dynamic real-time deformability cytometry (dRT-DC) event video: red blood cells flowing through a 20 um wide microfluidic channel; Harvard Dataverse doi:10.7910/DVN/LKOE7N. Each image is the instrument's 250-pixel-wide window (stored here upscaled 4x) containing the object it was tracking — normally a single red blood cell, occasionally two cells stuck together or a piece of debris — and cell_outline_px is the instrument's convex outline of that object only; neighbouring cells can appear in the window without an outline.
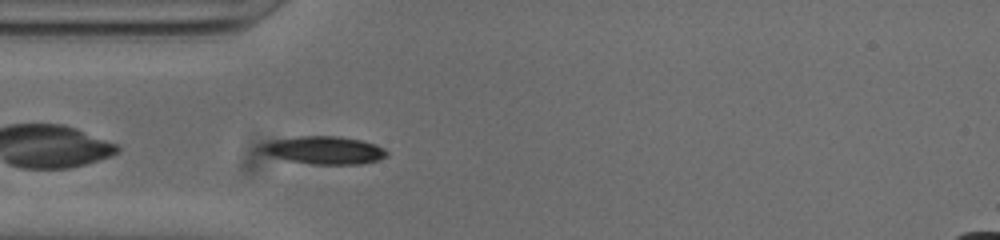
{"species": "common noctule bat (a hibernating species)", "species_latin": "Nyctalus noctula", "temperature_condition": "cold", "stored_images_in_passage": 37, "camera_frame_rate_fps": 3000, "um_per_image_px": 0.085, "animal": {"sex": "male", "body_mass_g": 20.0, "forearm_length_mm": 53.3}, "frame": {"image": 1, "passage_image": 2, "time_ms": 0.333, "image_size_px": [1000, 240], "cell_outline_px": [[388, 156], [380, 160], [360, 164], [312, 164], [288, 160], [264, 152], [260, 148], [264, 144], [276, 140], [296, 136], [336, 136], [360, 140], [376, 144], [384, 148], [388, 152]], "centroid_in_image_um": [27.66, 12.77], "position_along_channel_um": 57.3, "area_um2": 20.0}}
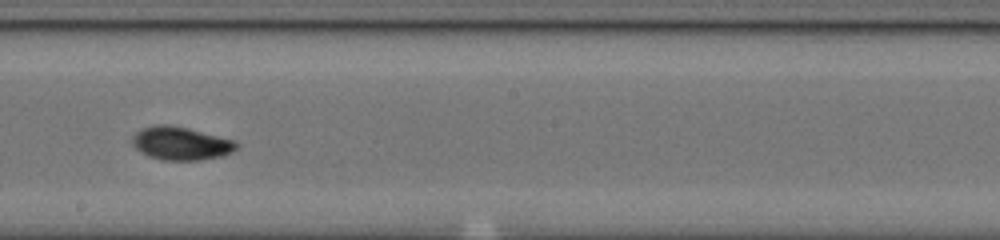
{"frame": {"image": 2, "passage_image": 16, "time_ms": 5.0, "image_size_px": [1000, 240], "cell_outline_px": [[240, 144], [232, 152], [220, 156], [200, 160], [160, 160], [148, 156], [140, 152], [132, 144], [132, 136], [136, 132], [144, 128], [156, 124], [168, 124], [188, 128], [236, 140]], "centroid_in_image_um": [15.38, 12.18], "position_along_channel_um": 232.8, "area_um2": 20.29}}
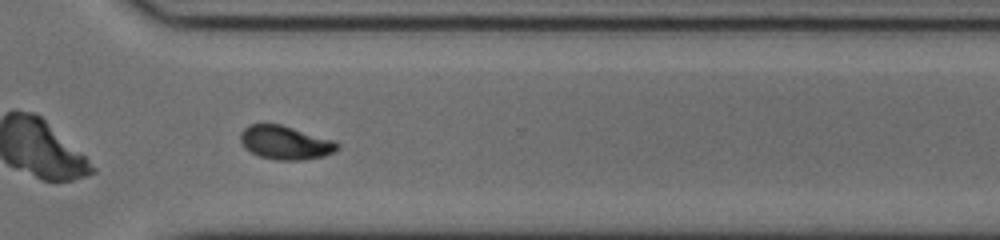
{"frame": {"image": 3, "passage_image": 25, "time_ms": 8.0, "image_size_px": [1000, 240], "cell_outline_px": [[340, 144], [332, 152], [324, 156], [304, 160], [276, 160], [260, 156], [244, 148], [240, 140], [240, 132], [248, 124], [280, 124], [336, 140]], "centroid_in_image_um": [24.24, 12.11], "position_along_channel_um": 346.4, "area_um2": 19.07}, "authors_computed_cell_mechanics": {"area_um2": 18.9584, "velocity_mm_per_s": 3.7802, "shape_relaxation_time_tau1_ms": 3.648, "shape_relaxation_time_tau2_ms": 3.1786, "deformation_change_tau1": 0.1676, "deformation_change_tau2": 0.0582}}